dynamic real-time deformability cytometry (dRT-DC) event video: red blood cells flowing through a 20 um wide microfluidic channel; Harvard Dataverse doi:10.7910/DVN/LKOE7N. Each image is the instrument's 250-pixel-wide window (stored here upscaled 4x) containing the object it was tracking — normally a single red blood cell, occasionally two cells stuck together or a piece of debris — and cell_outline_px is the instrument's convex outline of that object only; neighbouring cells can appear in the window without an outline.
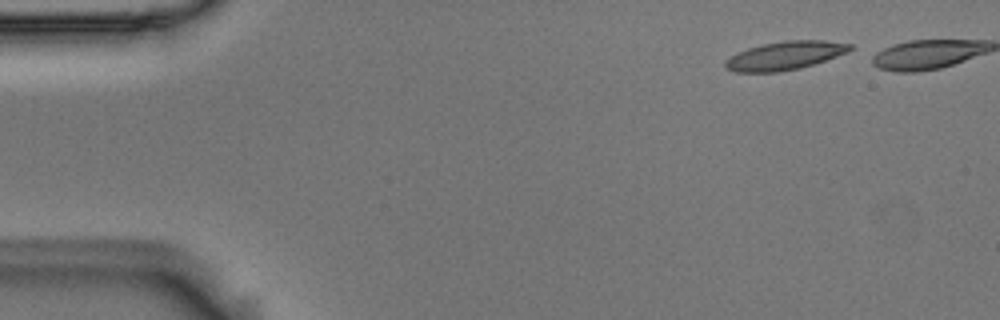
{"species": "Egyptian fruit bat (a non-hibernating species)", "species_latin": "Rousettus aegyptiacus", "temperature_condition": "room temperature", "stored_images_in_passage": 38, "camera_frame_rate_fps": 3000, "um_per_image_px": 0.085, "animal": {"sex": "male"}, "frame": {"image": 1, "passage_image": 2, "time_ms": 0.333, "image_size_px": [1000, 320], "cell_outline_px": [[852, 48], [848, 52], [800, 68], [776, 72], [736, 72], [724, 68], [724, 64], [736, 52], [748, 48], [764, 44], [784, 40], [824, 40], [852, 44]], "centroid_in_image_um": [66.71, 4.72], "position_along_channel_um": 18.3, "area_um2": 20.46}}
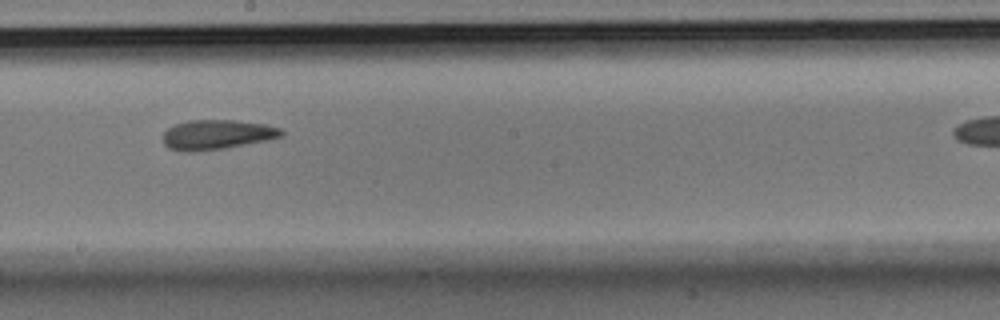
{"frame": {"image": 2, "passage_image": 27, "time_ms": 8.667, "image_size_px": [1000, 320], "cell_outline_px": [[284, 136], [272, 140], [224, 148], [188, 152], [168, 148], [164, 144], [164, 132], [168, 128], [176, 124], [188, 120], [236, 120], [264, 124], [280, 128], [284, 132]], "centroid_in_image_um": [18.49, 11.44], "position_along_channel_um": 229.7, "area_um2": 20.58}}
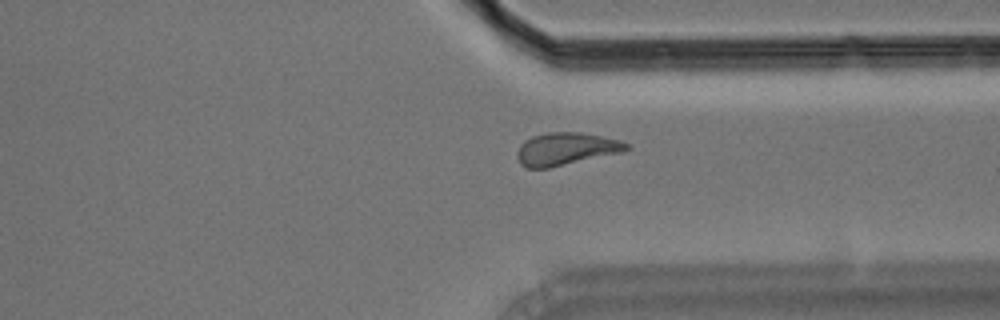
{"frame": {"image": 3, "passage_image": 38, "time_ms": 12.333, "image_size_px": [1000, 320], "cell_outline_px": [[632, 148], [624, 152], [548, 168], [528, 168], [520, 164], [516, 156], [516, 152], [520, 144], [524, 140], [532, 136], [548, 132], [584, 132], [620, 140], [628, 144]], "centroid_in_image_um": [48.11, 12.65], "position_along_channel_um": 363.3, "area_um2": 21.04}}